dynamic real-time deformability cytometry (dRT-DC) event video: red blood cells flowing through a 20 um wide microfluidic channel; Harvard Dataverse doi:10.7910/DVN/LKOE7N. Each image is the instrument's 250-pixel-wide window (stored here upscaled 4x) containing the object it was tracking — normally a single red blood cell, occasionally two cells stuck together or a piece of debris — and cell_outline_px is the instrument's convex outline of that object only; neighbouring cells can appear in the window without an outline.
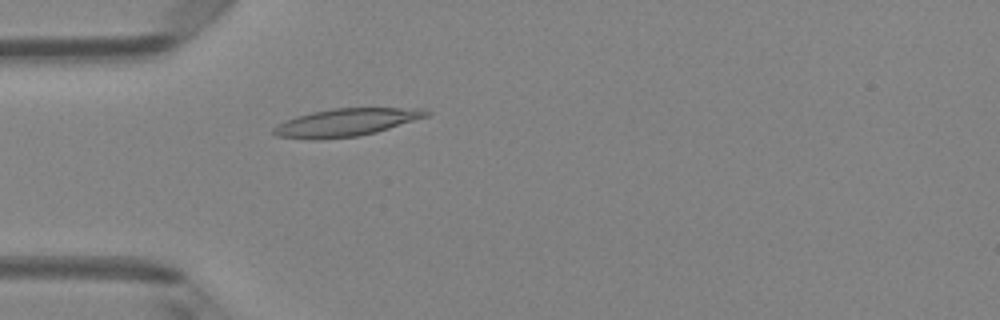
{"species": "Egyptian fruit bat (a non-hibernating species)", "species_latin": "Rousettus aegyptiacus", "temperature_condition": "room temperature", "stored_images_in_passage": 50, "camera_frame_rate_fps": 3000, "um_per_image_px": 0.085, "animal": {"sex": "female"}, "frame": {"image": 1, "passage_image": 15, "time_ms": 4.667, "image_size_px": [1000, 320], "cell_outline_px": [[432, 112], [428, 116], [376, 132], [360, 136], [316, 140], [312, 140], [276, 136], [272, 132], [272, 128], [276, 124], [296, 116], [312, 112], [332, 108], [424, 108]], "centroid_in_image_um": [29.39, 10.41], "position_along_channel_um": 55.6, "area_um2": 24.85}}
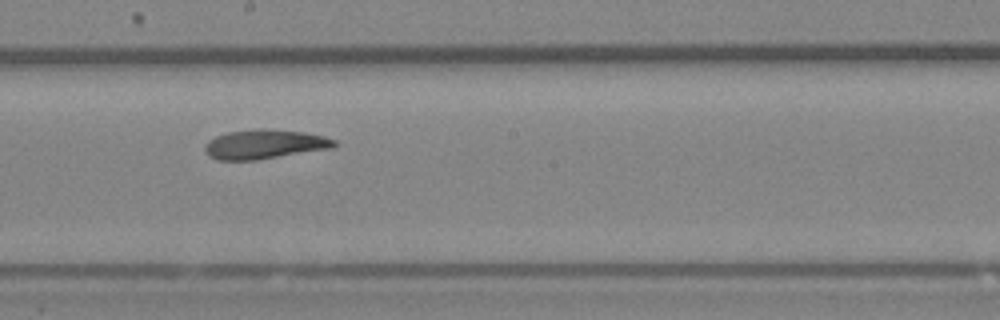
{"frame": {"image": 2, "passage_image": 28, "time_ms": 9.0, "image_size_px": [1000, 320], "cell_outline_px": [[336, 144], [332, 148], [256, 160], [216, 160], [208, 156], [204, 152], [204, 144], [208, 140], [216, 136], [228, 132], [260, 128], [264, 128], [304, 132], [324, 136], [336, 140]], "centroid_in_image_um": [22.44, 12.26], "position_along_channel_um": 225.8, "area_um2": 22.25}}
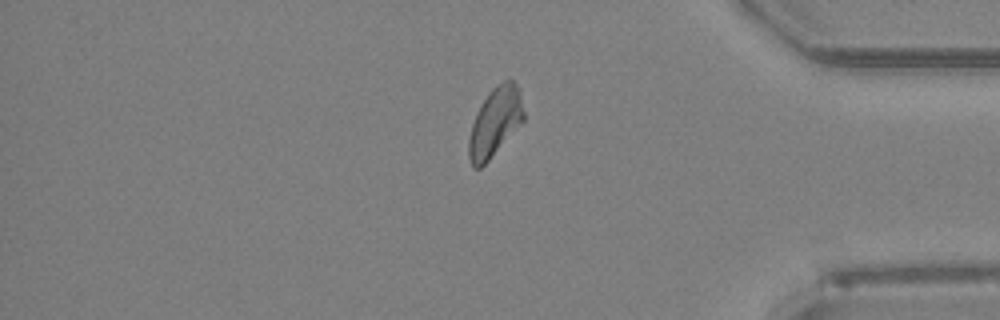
{"frame": {"image": 3, "passage_image": 42, "time_ms": 13.667, "image_size_px": [1000, 320], "cell_outline_px": [[524, 120], [488, 160], [480, 168], [472, 168], [468, 156], [468, 140], [472, 124], [476, 112], [488, 92], [496, 84], [504, 80], [512, 80], [520, 88], [524, 112]], "centroid_in_image_um": [42.07, 10.35], "position_along_channel_um": 393.1, "area_um2": 22.02}, "authors_computed_cell_mechanics": {"area_um2": 22.3686, "velocity_mm_per_s": 4.089, "shape_relaxation_time_tau1_ms": 10.7314, "shape_relaxation_time_tau2_ms": 3.3421, "deformation_change_tau1": 0.2541, "deformation_change_tau2": 0.1131}}